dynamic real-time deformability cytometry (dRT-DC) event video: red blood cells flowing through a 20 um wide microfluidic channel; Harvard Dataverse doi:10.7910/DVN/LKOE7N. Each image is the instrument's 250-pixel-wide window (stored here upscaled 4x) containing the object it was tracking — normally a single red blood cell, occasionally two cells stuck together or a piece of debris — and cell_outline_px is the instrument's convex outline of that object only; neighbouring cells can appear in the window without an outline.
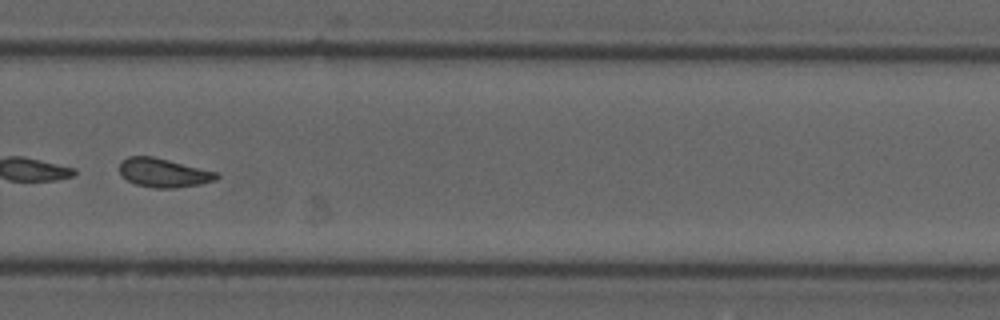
{"species": "common noctule bat (a hibernating species)", "species_latin": "Nyctalus noctula", "temperature_condition": "cold", "stored_images_in_passage": 32, "segment_of_instrument_passage": [2, 2], "camera_frame_rate_fps": 3000, "um_per_image_px": 0.085, "animal": {"sex": "male", "forearm_length_mm": 52.5}, "frame": {"image": 1, "passage_image": 23, "time_ms": 7.333, "image_size_px": [1000, 320], "cell_outline_px": [[220, 176], [216, 180], [200, 184], [176, 188], [156, 188], [136, 184], [128, 180], [120, 172], [120, 160], [128, 156], [152, 156], [220, 172]], "centroid_in_image_um": [13.95, 14.68], "position_along_channel_um": 315.9, "area_um2": 16.42}}